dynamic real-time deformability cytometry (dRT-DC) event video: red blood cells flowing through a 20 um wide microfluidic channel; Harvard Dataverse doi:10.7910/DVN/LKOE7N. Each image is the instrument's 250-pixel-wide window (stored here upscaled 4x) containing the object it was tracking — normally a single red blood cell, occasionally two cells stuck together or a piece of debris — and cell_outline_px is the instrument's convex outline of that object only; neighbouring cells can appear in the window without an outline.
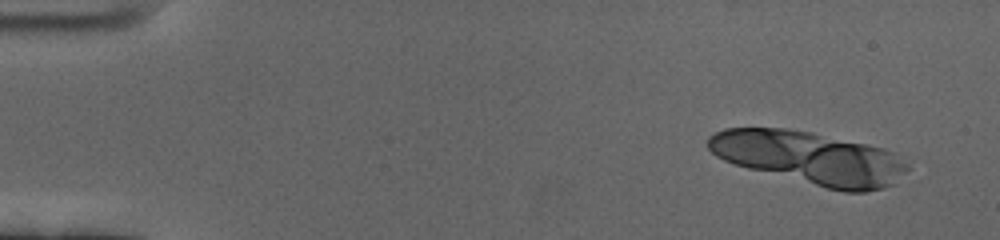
{"species": "human", "species_latin": "Homo sapiens", "temperature_condition": "cold", "stored_images_in_passage": 15, "camera_frame_rate_fps": 3000, "um_per_image_px": 0.085, "donor": {"sex": "female"}, "frame": {"image": 1, "passage_image": 4, "time_ms": 1.0, "image_size_px": [1000, 240], "cell_outline_px": [[912, 168], [892, 184], [884, 188], [864, 192], [844, 192], [748, 168], [724, 160], [716, 156], [708, 148], [708, 136], [724, 128], [784, 128], [812, 132], [884, 148], [892, 152], [908, 164]], "centroid_in_image_um": [68.84, 13.41], "position_along_channel_um": 16.2, "area_um2": 60.98}}